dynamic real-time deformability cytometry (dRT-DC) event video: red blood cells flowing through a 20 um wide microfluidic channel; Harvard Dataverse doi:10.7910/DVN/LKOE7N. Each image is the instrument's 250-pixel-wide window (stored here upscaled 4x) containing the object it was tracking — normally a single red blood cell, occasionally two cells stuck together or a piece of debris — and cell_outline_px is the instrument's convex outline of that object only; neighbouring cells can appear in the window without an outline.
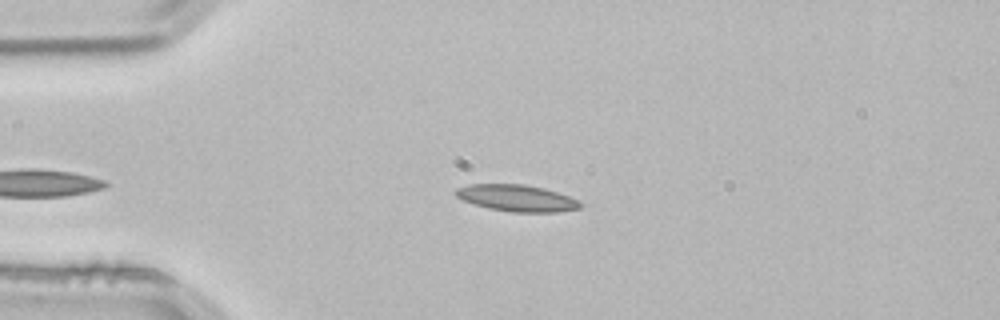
{"species": "common noctule bat (a hibernating species)", "species_latin": "Nyctalus noctula", "temperature_condition": "room temperature", "stored_images_in_passage": 40, "camera_frame_rate_fps": 3000, "um_per_image_px": 0.085, "animal": {"sex": "male", "body_mass_g": 21.5, "forearm_length_mm": 52.0}, "frame": {"image": 1, "passage_image": 4, "time_ms": 1.0, "image_size_px": [1000, 320], "cell_outline_px": [[584, 204], [580, 208], [560, 212], [512, 212], [488, 208], [464, 200], [456, 196], [452, 192], [456, 188], [468, 184], [524, 184], [544, 188], [580, 200]], "centroid_in_image_um": [43.94, 16.83], "position_along_channel_um": 41.1, "area_um2": 19.42}}
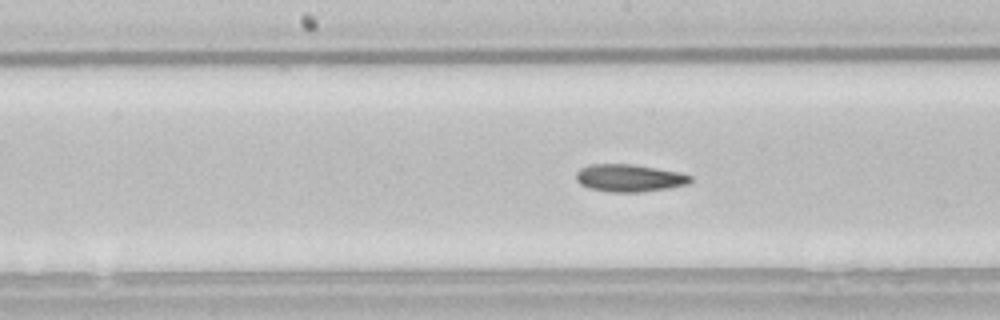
{"frame": {"image": 2, "passage_image": 18, "time_ms": 5.667, "image_size_px": [1000, 320], "cell_outline_px": [[692, 180], [688, 184], [668, 188], [640, 192], [608, 192], [588, 188], [580, 184], [576, 180], [576, 172], [580, 168], [588, 164], [632, 164], [680, 172], [692, 176]], "centroid_in_image_um": [53.47, 15.13], "position_along_channel_um": 194.7, "area_um2": 18.44}}
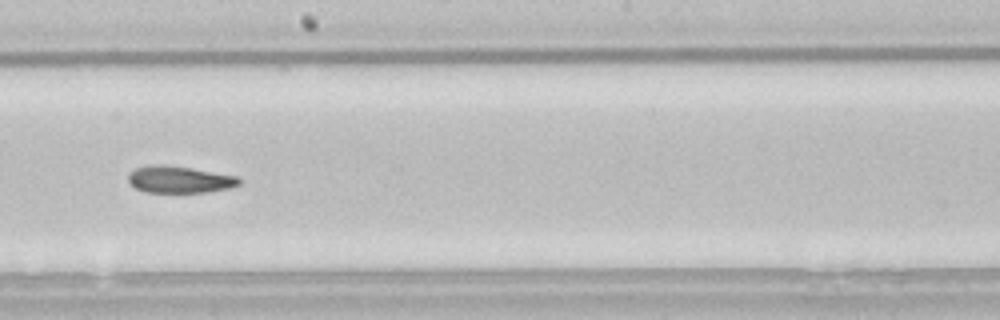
{"frame": {"image": 3, "passage_image": 21, "time_ms": 6.667, "image_size_px": [1000, 320], "cell_outline_px": [[240, 184], [228, 188], [204, 192], [144, 192], [136, 188], [128, 180], [128, 176], [136, 168], [148, 164], [164, 164], [236, 176], [240, 180]], "centroid_in_image_um": [15.21, 15.25], "position_along_channel_um": 233.0, "area_um2": 17.05}, "authors_computed_cell_mechanics": {"area_um2": 18.6116, "velocity_mm_per_s": 3.843, "shape_relaxation_time_tau1_ms": 10.5417, "shape_relaxation_time_tau2_ms": 5.1888, "deformation_change_tau1": 0.2075, "deformation_change_tau2": 0.1277}}